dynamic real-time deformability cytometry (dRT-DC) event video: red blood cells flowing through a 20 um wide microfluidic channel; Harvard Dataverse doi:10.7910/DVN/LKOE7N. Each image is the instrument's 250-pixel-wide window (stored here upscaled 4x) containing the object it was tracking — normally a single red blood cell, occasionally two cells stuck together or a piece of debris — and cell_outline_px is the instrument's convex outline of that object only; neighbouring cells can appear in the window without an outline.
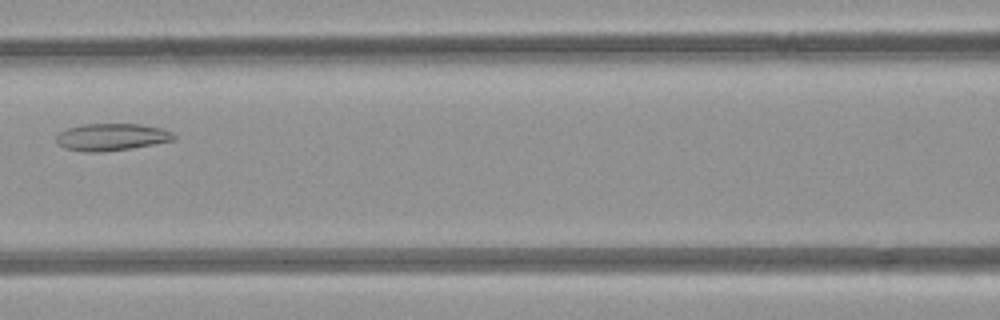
{"species": "common noctule bat (a hibernating species)", "species_latin": "Nyctalus noctula", "temperature_condition": "room temperature", "stored_images_in_passage": 5, "camera_frame_rate_fps": 3000, "um_per_image_px": 0.085, "animal": {"sex": "female", "body_mass_g": 21.9}, "frame": {"image": 1, "passage_image": 5, "time_ms": 4.667, "image_size_px": [1000, 320], "cell_outline_px": [[176, 140], [128, 148], [96, 152], [92, 152], [64, 148], [56, 140], [56, 136], [60, 132], [68, 128], [84, 124], [140, 124], [160, 128], [172, 132], [176, 136]], "centroid_in_image_um": [9.5, 11.63], "position_along_channel_um": 157.1, "area_um2": 18.21}}